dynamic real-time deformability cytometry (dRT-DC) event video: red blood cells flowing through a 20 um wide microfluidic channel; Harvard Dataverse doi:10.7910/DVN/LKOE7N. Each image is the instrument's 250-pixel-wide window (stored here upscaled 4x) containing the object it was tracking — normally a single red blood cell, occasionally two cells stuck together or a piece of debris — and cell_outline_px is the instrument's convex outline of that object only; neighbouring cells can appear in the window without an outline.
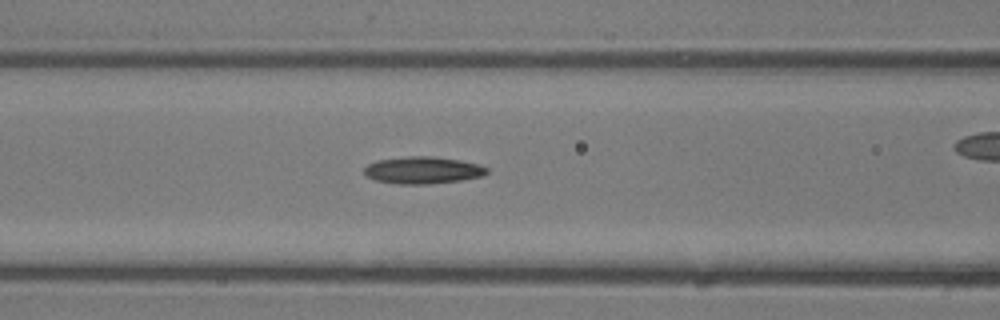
{"species": "common noctule bat (a hibernating species)", "species_latin": "Nyctalus noctula", "temperature_condition": "room temperature", "stored_images_in_passage": 38, "camera_frame_rate_fps": 3000, "um_per_image_px": 0.085, "animal": {"sex": "male", "body_mass_g": 13.3}, "frame": {"image": 1, "passage_image": 15, "time_ms": 4.667, "image_size_px": [1000, 320], "cell_outline_px": [[488, 172], [484, 176], [460, 180], [428, 184], [396, 184], [376, 180], [364, 176], [364, 168], [368, 164], [376, 160], [408, 156], [432, 156], [460, 160], [476, 164], [488, 168]], "centroid_in_image_um": [35.91, 14.47], "position_along_channel_um": 130.7, "area_um2": 19.42}}
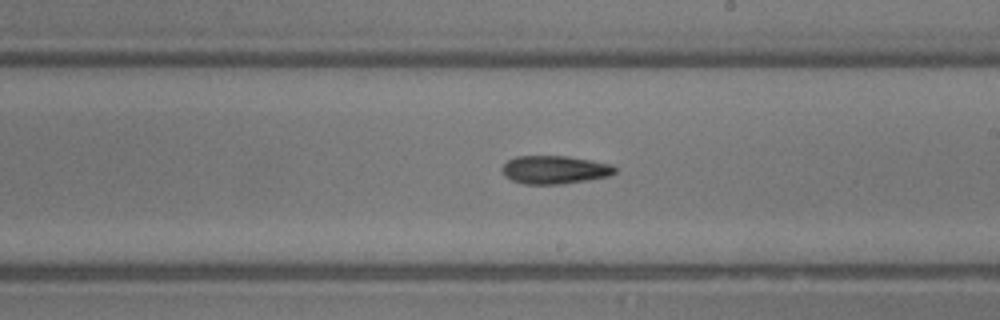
{"frame": {"image": 2, "passage_image": 21, "time_ms": 6.667, "image_size_px": [1000, 320], "cell_outline_px": [[616, 172], [608, 176], [588, 180], [560, 184], [524, 184], [512, 180], [504, 176], [500, 168], [508, 160], [516, 156], [568, 156], [592, 160], [612, 164], [616, 168]], "centroid_in_image_um": [47.14, 14.42], "position_along_channel_um": 241.9, "area_um2": 18.67}}
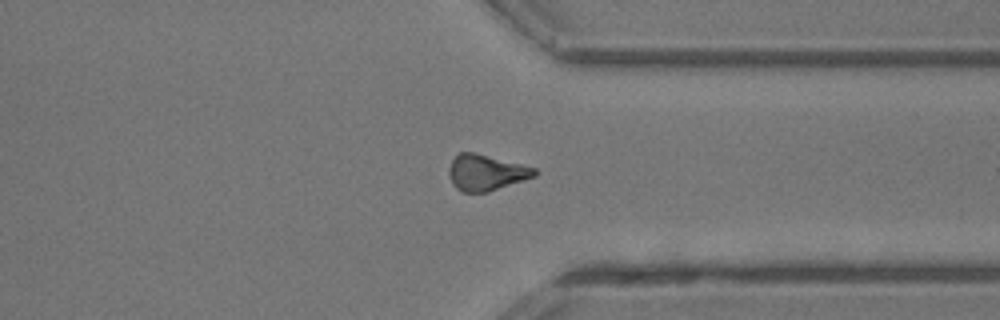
{"frame": {"image": 3, "passage_image": 28, "time_ms": 9.0, "image_size_px": [1000, 320], "cell_outline_px": [[536, 176], [488, 192], [464, 192], [456, 188], [452, 184], [448, 172], [448, 168], [452, 160], [460, 152], [472, 152], [536, 168]], "centroid_in_image_um": [41.29, 14.68], "position_along_channel_um": 370.1, "area_um2": 17.69}}